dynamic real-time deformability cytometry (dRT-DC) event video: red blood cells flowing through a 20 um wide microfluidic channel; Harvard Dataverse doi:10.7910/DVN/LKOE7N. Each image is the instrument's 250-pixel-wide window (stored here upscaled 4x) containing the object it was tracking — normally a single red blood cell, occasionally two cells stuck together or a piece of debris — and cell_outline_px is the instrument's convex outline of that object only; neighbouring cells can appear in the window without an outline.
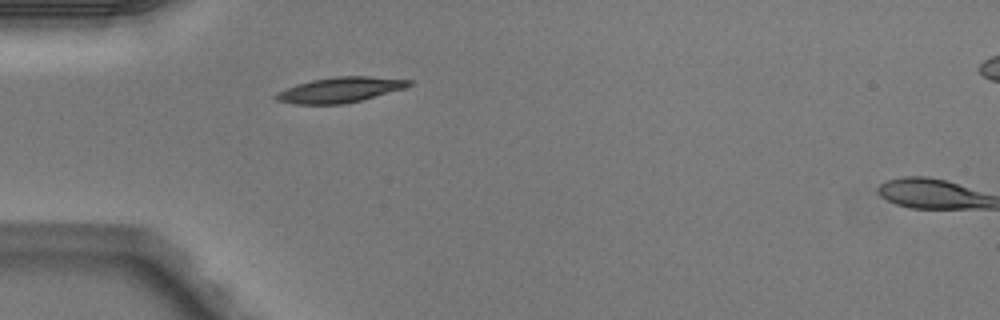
{"species": "Egyptian fruit bat (a non-hibernating species)", "species_latin": "Rousettus aegyptiacus", "temperature_condition": "warm", "stored_images_in_passage": 2, "camera_frame_rate_fps": 3000, "um_per_image_px": 0.085, "animal": {"sex": "male"}, "frame": {"image": 1, "passage_image": 1, "time_ms": 0.0, "image_size_px": [1000, 320], "cell_outline_px": [[412, 84], [404, 88], [360, 100], [344, 104], [296, 104], [276, 100], [272, 96], [276, 92], [296, 84], [312, 80], [336, 76], [368, 76], [412, 80]], "centroid_in_image_um": [28.85, 7.63], "position_along_channel_um": 56.1, "area_um2": 19.48}}